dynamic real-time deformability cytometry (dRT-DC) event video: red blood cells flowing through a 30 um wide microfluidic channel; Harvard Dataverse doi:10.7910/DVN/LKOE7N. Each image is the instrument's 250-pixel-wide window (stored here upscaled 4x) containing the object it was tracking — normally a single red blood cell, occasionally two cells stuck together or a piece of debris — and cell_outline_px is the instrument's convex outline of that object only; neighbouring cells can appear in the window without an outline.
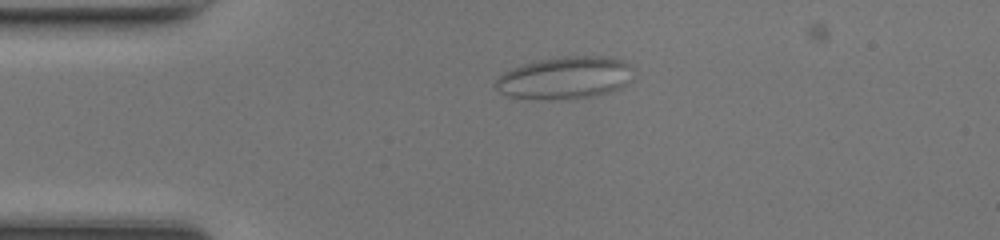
{"species": "common noctule bat (a hibernating species)", "species_latin": "Nyctalus noctula", "temperature_condition": "room temperature", "stored_images_in_passage": 45, "camera_frame_rate_fps": 3000, "um_per_image_px": 0.085, "animal": {"sex": "female", "body_mass_g": 17.0, "forearm_length_mm": 48.0}, "frame": {"image": 1, "passage_image": 9, "time_ms": 2.667, "image_size_px": [1000, 240], "cell_outline_px": [[628, 64], [624, 84], [620, 88], [600, 96], [576, 100], [508, 96], [500, 92], [496, 88], [496, 80], [504, 72], [512, 68], [524, 64], [540, 60], [564, 56], [612, 56], [624, 60]], "centroid_in_image_um": [48.0, 6.62], "position_along_channel_um": 37.0, "area_um2": 33.47}}
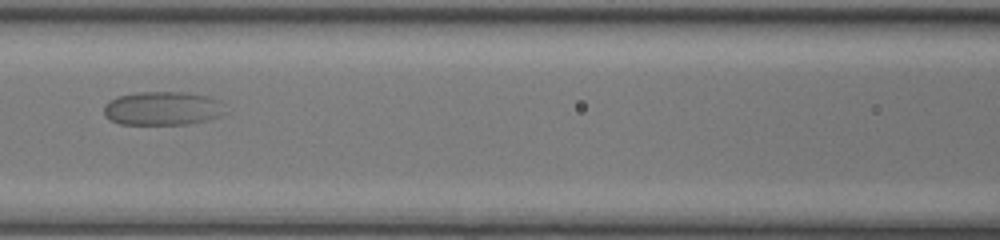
{"frame": {"image": 2, "passage_image": 20, "time_ms": 6.333, "image_size_px": [1000, 240], "cell_outline_px": [[216, 116], [204, 120], [188, 124], [120, 124], [104, 116], [104, 104], [120, 96], [136, 92], [184, 92], [208, 96], [216, 100]], "centroid_in_image_um": [13.64, 9.21], "position_along_channel_um": 153.0, "area_um2": 22.83}}
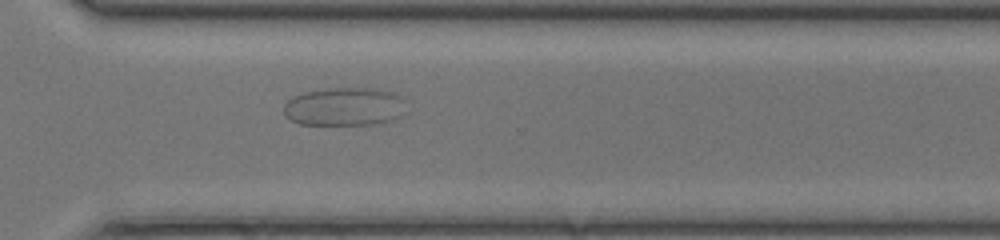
{"frame": {"image": 3, "passage_image": 34, "time_ms": 11.0, "image_size_px": [1000, 240], "cell_outline_px": [[400, 116], [392, 120], [380, 124], [300, 124], [292, 120], [284, 112], [284, 104], [292, 96], [304, 92], [328, 88], [376, 88], [392, 92], [396, 96]], "centroid_in_image_um": [29.16, 9.06], "position_along_channel_um": 341.4, "area_um2": 26.59}}